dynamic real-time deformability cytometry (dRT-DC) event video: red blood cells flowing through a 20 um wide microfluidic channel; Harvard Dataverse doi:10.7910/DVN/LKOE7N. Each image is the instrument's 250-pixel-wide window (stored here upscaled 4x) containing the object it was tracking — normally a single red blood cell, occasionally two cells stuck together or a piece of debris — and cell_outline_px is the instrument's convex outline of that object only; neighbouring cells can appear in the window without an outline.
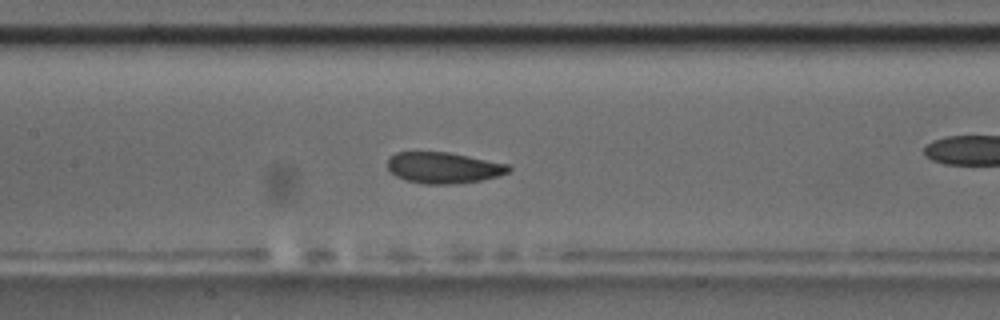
{"species": "common noctule bat (a hibernating species)", "species_latin": "Nyctalus noctula", "temperature_condition": "room temperature", "stored_images_in_passage": 55, "camera_frame_rate_fps": 3000, "um_per_image_px": 0.085, "animal": {"sex": "male", "body_mass_g": 17.5, "forearm_length_mm": 52.3}, "frame": {"image": 1, "passage_image": 24, "time_ms": 7.667, "image_size_px": [1000, 320], "cell_outline_px": [[512, 168], [508, 172], [500, 176], [480, 180], [452, 184], [424, 184], [408, 180], [396, 176], [388, 168], [388, 156], [396, 152], [448, 152], [508, 164]], "centroid_in_image_um": [37.7, 14.25], "position_along_channel_um": 169.7, "area_um2": 21.85}, "authors_computed_cell_mechanics": {"area_um2": 22.6576, "velocity_mm_per_s": 3.5769, "shape_relaxation_time_tau1_ms": 4.5565, "shape_relaxation_time_tau2_ms": 1.5737, "deformation_change_tau1": 0.1161, "deformation_change_tau2": 0.0566}}